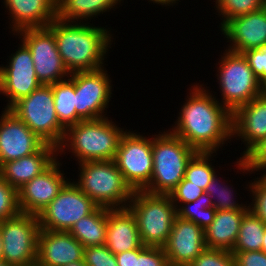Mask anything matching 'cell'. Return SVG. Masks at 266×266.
I'll return each mask as SVG.
<instances>
[{
	"mask_svg": "<svg viewBox=\"0 0 266 266\" xmlns=\"http://www.w3.org/2000/svg\"><path fill=\"white\" fill-rule=\"evenodd\" d=\"M188 91L168 130L197 151L217 152L232 139V114L204 83L192 84Z\"/></svg>",
	"mask_w": 266,
	"mask_h": 266,
	"instance_id": "obj_1",
	"label": "cell"
},
{
	"mask_svg": "<svg viewBox=\"0 0 266 266\" xmlns=\"http://www.w3.org/2000/svg\"><path fill=\"white\" fill-rule=\"evenodd\" d=\"M47 27L55 36L58 52L70 74L98 70L106 65L104 60L114 40L112 29L58 18Z\"/></svg>",
	"mask_w": 266,
	"mask_h": 266,
	"instance_id": "obj_2",
	"label": "cell"
},
{
	"mask_svg": "<svg viewBox=\"0 0 266 266\" xmlns=\"http://www.w3.org/2000/svg\"><path fill=\"white\" fill-rule=\"evenodd\" d=\"M118 126L111 117L78 122L65 130L62 143L57 147L58 157L68 151L78 164L114 160L125 133L124 128Z\"/></svg>",
	"mask_w": 266,
	"mask_h": 266,
	"instance_id": "obj_3",
	"label": "cell"
},
{
	"mask_svg": "<svg viewBox=\"0 0 266 266\" xmlns=\"http://www.w3.org/2000/svg\"><path fill=\"white\" fill-rule=\"evenodd\" d=\"M197 152L169 130L152 134L153 172L144 191L169 194L184 178L187 164Z\"/></svg>",
	"mask_w": 266,
	"mask_h": 266,
	"instance_id": "obj_4",
	"label": "cell"
},
{
	"mask_svg": "<svg viewBox=\"0 0 266 266\" xmlns=\"http://www.w3.org/2000/svg\"><path fill=\"white\" fill-rule=\"evenodd\" d=\"M78 181L73 182L98 206L127 208L134 193L124 180L114 160L88 161L78 164Z\"/></svg>",
	"mask_w": 266,
	"mask_h": 266,
	"instance_id": "obj_5",
	"label": "cell"
},
{
	"mask_svg": "<svg viewBox=\"0 0 266 266\" xmlns=\"http://www.w3.org/2000/svg\"><path fill=\"white\" fill-rule=\"evenodd\" d=\"M127 208L135 216L145 246L163 247L171 233L177 209L169 194L134 191Z\"/></svg>",
	"mask_w": 266,
	"mask_h": 266,
	"instance_id": "obj_6",
	"label": "cell"
},
{
	"mask_svg": "<svg viewBox=\"0 0 266 266\" xmlns=\"http://www.w3.org/2000/svg\"><path fill=\"white\" fill-rule=\"evenodd\" d=\"M218 61L217 84L221 93L218 101L231 114L262 94V83L253 73L243 54L224 50Z\"/></svg>",
	"mask_w": 266,
	"mask_h": 266,
	"instance_id": "obj_7",
	"label": "cell"
},
{
	"mask_svg": "<svg viewBox=\"0 0 266 266\" xmlns=\"http://www.w3.org/2000/svg\"><path fill=\"white\" fill-rule=\"evenodd\" d=\"M9 110L45 143L56 147L62 143L65 129L60 125L56 115L51 85H40Z\"/></svg>",
	"mask_w": 266,
	"mask_h": 266,
	"instance_id": "obj_8",
	"label": "cell"
},
{
	"mask_svg": "<svg viewBox=\"0 0 266 266\" xmlns=\"http://www.w3.org/2000/svg\"><path fill=\"white\" fill-rule=\"evenodd\" d=\"M3 261L13 266H36L40 224L37 215L19 212L0 221Z\"/></svg>",
	"mask_w": 266,
	"mask_h": 266,
	"instance_id": "obj_9",
	"label": "cell"
},
{
	"mask_svg": "<svg viewBox=\"0 0 266 266\" xmlns=\"http://www.w3.org/2000/svg\"><path fill=\"white\" fill-rule=\"evenodd\" d=\"M127 130L120 139L114 162L133 191L144 190L153 172L152 136Z\"/></svg>",
	"mask_w": 266,
	"mask_h": 266,
	"instance_id": "obj_10",
	"label": "cell"
},
{
	"mask_svg": "<svg viewBox=\"0 0 266 266\" xmlns=\"http://www.w3.org/2000/svg\"><path fill=\"white\" fill-rule=\"evenodd\" d=\"M105 67L70 74L75 83L76 124L107 116L112 98V80Z\"/></svg>",
	"mask_w": 266,
	"mask_h": 266,
	"instance_id": "obj_11",
	"label": "cell"
},
{
	"mask_svg": "<svg viewBox=\"0 0 266 266\" xmlns=\"http://www.w3.org/2000/svg\"><path fill=\"white\" fill-rule=\"evenodd\" d=\"M98 205L72 181L37 216L40 229L68 232L81 218L91 214Z\"/></svg>",
	"mask_w": 266,
	"mask_h": 266,
	"instance_id": "obj_12",
	"label": "cell"
},
{
	"mask_svg": "<svg viewBox=\"0 0 266 266\" xmlns=\"http://www.w3.org/2000/svg\"><path fill=\"white\" fill-rule=\"evenodd\" d=\"M31 51L38 81L51 85L70 77L62 62L53 32L48 28H28L15 34Z\"/></svg>",
	"mask_w": 266,
	"mask_h": 266,
	"instance_id": "obj_13",
	"label": "cell"
},
{
	"mask_svg": "<svg viewBox=\"0 0 266 266\" xmlns=\"http://www.w3.org/2000/svg\"><path fill=\"white\" fill-rule=\"evenodd\" d=\"M18 46L8 57L7 65H0V94L8 99L3 109H10L42 85L35 73L31 51L21 40Z\"/></svg>",
	"mask_w": 266,
	"mask_h": 266,
	"instance_id": "obj_14",
	"label": "cell"
},
{
	"mask_svg": "<svg viewBox=\"0 0 266 266\" xmlns=\"http://www.w3.org/2000/svg\"><path fill=\"white\" fill-rule=\"evenodd\" d=\"M59 159L60 157L44 172L17 190L20 212L38 216L59 194L64 185L72 180L64 176L65 173L63 169L61 170L62 162Z\"/></svg>",
	"mask_w": 266,
	"mask_h": 266,
	"instance_id": "obj_15",
	"label": "cell"
},
{
	"mask_svg": "<svg viewBox=\"0 0 266 266\" xmlns=\"http://www.w3.org/2000/svg\"><path fill=\"white\" fill-rule=\"evenodd\" d=\"M0 116V167L36 153L45 142L9 109Z\"/></svg>",
	"mask_w": 266,
	"mask_h": 266,
	"instance_id": "obj_16",
	"label": "cell"
},
{
	"mask_svg": "<svg viewBox=\"0 0 266 266\" xmlns=\"http://www.w3.org/2000/svg\"><path fill=\"white\" fill-rule=\"evenodd\" d=\"M163 249L169 266H189L206 249L204 230L176 216Z\"/></svg>",
	"mask_w": 266,
	"mask_h": 266,
	"instance_id": "obj_17",
	"label": "cell"
},
{
	"mask_svg": "<svg viewBox=\"0 0 266 266\" xmlns=\"http://www.w3.org/2000/svg\"><path fill=\"white\" fill-rule=\"evenodd\" d=\"M227 50L240 53L266 45V6L230 19L221 29Z\"/></svg>",
	"mask_w": 266,
	"mask_h": 266,
	"instance_id": "obj_18",
	"label": "cell"
},
{
	"mask_svg": "<svg viewBox=\"0 0 266 266\" xmlns=\"http://www.w3.org/2000/svg\"><path fill=\"white\" fill-rule=\"evenodd\" d=\"M245 144L240 154L244 159L266 138V97L261 94L232 114V140ZM238 138V139H237Z\"/></svg>",
	"mask_w": 266,
	"mask_h": 266,
	"instance_id": "obj_19",
	"label": "cell"
},
{
	"mask_svg": "<svg viewBox=\"0 0 266 266\" xmlns=\"http://www.w3.org/2000/svg\"><path fill=\"white\" fill-rule=\"evenodd\" d=\"M83 256L84 246L69 232L40 229L36 266H65Z\"/></svg>",
	"mask_w": 266,
	"mask_h": 266,
	"instance_id": "obj_20",
	"label": "cell"
},
{
	"mask_svg": "<svg viewBox=\"0 0 266 266\" xmlns=\"http://www.w3.org/2000/svg\"><path fill=\"white\" fill-rule=\"evenodd\" d=\"M9 20L10 33L28 28L47 27L57 18V0H3Z\"/></svg>",
	"mask_w": 266,
	"mask_h": 266,
	"instance_id": "obj_21",
	"label": "cell"
},
{
	"mask_svg": "<svg viewBox=\"0 0 266 266\" xmlns=\"http://www.w3.org/2000/svg\"><path fill=\"white\" fill-rule=\"evenodd\" d=\"M57 147L45 143L36 153L8 161L0 167L2 178L16 190L44 172L58 157Z\"/></svg>",
	"mask_w": 266,
	"mask_h": 266,
	"instance_id": "obj_22",
	"label": "cell"
},
{
	"mask_svg": "<svg viewBox=\"0 0 266 266\" xmlns=\"http://www.w3.org/2000/svg\"><path fill=\"white\" fill-rule=\"evenodd\" d=\"M105 245L114 255L143 246L135 216L128 208H108Z\"/></svg>",
	"mask_w": 266,
	"mask_h": 266,
	"instance_id": "obj_23",
	"label": "cell"
},
{
	"mask_svg": "<svg viewBox=\"0 0 266 266\" xmlns=\"http://www.w3.org/2000/svg\"><path fill=\"white\" fill-rule=\"evenodd\" d=\"M246 212L217 210L214 221L204 230L206 248L231 251L237 240L240 224Z\"/></svg>",
	"mask_w": 266,
	"mask_h": 266,
	"instance_id": "obj_24",
	"label": "cell"
},
{
	"mask_svg": "<svg viewBox=\"0 0 266 266\" xmlns=\"http://www.w3.org/2000/svg\"><path fill=\"white\" fill-rule=\"evenodd\" d=\"M123 0H57V18L67 22H87L115 10ZM84 20V21H83Z\"/></svg>",
	"mask_w": 266,
	"mask_h": 266,
	"instance_id": "obj_25",
	"label": "cell"
},
{
	"mask_svg": "<svg viewBox=\"0 0 266 266\" xmlns=\"http://www.w3.org/2000/svg\"><path fill=\"white\" fill-rule=\"evenodd\" d=\"M108 208L98 206L68 231L84 247L105 245Z\"/></svg>",
	"mask_w": 266,
	"mask_h": 266,
	"instance_id": "obj_26",
	"label": "cell"
},
{
	"mask_svg": "<svg viewBox=\"0 0 266 266\" xmlns=\"http://www.w3.org/2000/svg\"><path fill=\"white\" fill-rule=\"evenodd\" d=\"M54 106L60 125L66 130L76 124L75 83L69 77L51 84Z\"/></svg>",
	"mask_w": 266,
	"mask_h": 266,
	"instance_id": "obj_27",
	"label": "cell"
},
{
	"mask_svg": "<svg viewBox=\"0 0 266 266\" xmlns=\"http://www.w3.org/2000/svg\"><path fill=\"white\" fill-rule=\"evenodd\" d=\"M265 227L266 224L251 210H248L242 218L237 240L231 253L260 251L264 241L263 235Z\"/></svg>",
	"mask_w": 266,
	"mask_h": 266,
	"instance_id": "obj_28",
	"label": "cell"
},
{
	"mask_svg": "<svg viewBox=\"0 0 266 266\" xmlns=\"http://www.w3.org/2000/svg\"><path fill=\"white\" fill-rule=\"evenodd\" d=\"M220 176L216 174L214 178L207 185L205 192L212 198L213 207L220 211H248L249 204H241L238 202L236 190L233 185L228 184V180L222 181ZM221 180V181H220ZM225 181L227 183H225ZM229 185V186H228ZM233 187V188H232Z\"/></svg>",
	"mask_w": 266,
	"mask_h": 266,
	"instance_id": "obj_29",
	"label": "cell"
},
{
	"mask_svg": "<svg viewBox=\"0 0 266 266\" xmlns=\"http://www.w3.org/2000/svg\"><path fill=\"white\" fill-rule=\"evenodd\" d=\"M216 211L212 198L204 191L194 202L182 204L177 209V216L206 230L214 221Z\"/></svg>",
	"mask_w": 266,
	"mask_h": 266,
	"instance_id": "obj_30",
	"label": "cell"
},
{
	"mask_svg": "<svg viewBox=\"0 0 266 266\" xmlns=\"http://www.w3.org/2000/svg\"><path fill=\"white\" fill-rule=\"evenodd\" d=\"M216 155L217 152L198 151L188 162L184 179L191 181L195 186H199L205 191L207 185L217 174L216 172H219L216 171L211 162Z\"/></svg>",
	"mask_w": 266,
	"mask_h": 266,
	"instance_id": "obj_31",
	"label": "cell"
},
{
	"mask_svg": "<svg viewBox=\"0 0 266 266\" xmlns=\"http://www.w3.org/2000/svg\"><path fill=\"white\" fill-rule=\"evenodd\" d=\"M216 15L222 20L221 29L230 19L258 11L266 6V0H215Z\"/></svg>",
	"mask_w": 266,
	"mask_h": 266,
	"instance_id": "obj_32",
	"label": "cell"
},
{
	"mask_svg": "<svg viewBox=\"0 0 266 266\" xmlns=\"http://www.w3.org/2000/svg\"><path fill=\"white\" fill-rule=\"evenodd\" d=\"M262 175V176H261ZM260 177H255L251 182H248L245 187L248 189L251 197L249 210H251L260 220L266 224V176L261 174Z\"/></svg>",
	"mask_w": 266,
	"mask_h": 266,
	"instance_id": "obj_33",
	"label": "cell"
},
{
	"mask_svg": "<svg viewBox=\"0 0 266 266\" xmlns=\"http://www.w3.org/2000/svg\"><path fill=\"white\" fill-rule=\"evenodd\" d=\"M234 163L236 168H238L237 172L240 173L255 174L256 172H264L266 173V138L261 141L244 159L238 158Z\"/></svg>",
	"mask_w": 266,
	"mask_h": 266,
	"instance_id": "obj_34",
	"label": "cell"
},
{
	"mask_svg": "<svg viewBox=\"0 0 266 266\" xmlns=\"http://www.w3.org/2000/svg\"><path fill=\"white\" fill-rule=\"evenodd\" d=\"M19 212L17 190L0 175V221L14 217Z\"/></svg>",
	"mask_w": 266,
	"mask_h": 266,
	"instance_id": "obj_35",
	"label": "cell"
},
{
	"mask_svg": "<svg viewBox=\"0 0 266 266\" xmlns=\"http://www.w3.org/2000/svg\"><path fill=\"white\" fill-rule=\"evenodd\" d=\"M189 266H235L231 251L206 248Z\"/></svg>",
	"mask_w": 266,
	"mask_h": 266,
	"instance_id": "obj_36",
	"label": "cell"
},
{
	"mask_svg": "<svg viewBox=\"0 0 266 266\" xmlns=\"http://www.w3.org/2000/svg\"><path fill=\"white\" fill-rule=\"evenodd\" d=\"M203 192L202 188L183 178L169 195L172 203L178 209L184 203L194 202Z\"/></svg>",
	"mask_w": 266,
	"mask_h": 266,
	"instance_id": "obj_37",
	"label": "cell"
},
{
	"mask_svg": "<svg viewBox=\"0 0 266 266\" xmlns=\"http://www.w3.org/2000/svg\"><path fill=\"white\" fill-rule=\"evenodd\" d=\"M83 259L87 266H118L116 256L106 245L84 247Z\"/></svg>",
	"mask_w": 266,
	"mask_h": 266,
	"instance_id": "obj_38",
	"label": "cell"
},
{
	"mask_svg": "<svg viewBox=\"0 0 266 266\" xmlns=\"http://www.w3.org/2000/svg\"><path fill=\"white\" fill-rule=\"evenodd\" d=\"M253 73L263 84L266 82V45L242 53Z\"/></svg>",
	"mask_w": 266,
	"mask_h": 266,
	"instance_id": "obj_39",
	"label": "cell"
},
{
	"mask_svg": "<svg viewBox=\"0 0 266 266\" xmlns=\"http://www.w3.org/2000/svg\"><path fill=\"white\" fill-rule=\"evenodd\" d=\"M135 266H169L163 247L146 246L136 259Z\"/></svg>",
	"mask_w": 266,
	"mask_h": 266,
	"instance_id": "obj_40",
	"label": "cell"
},
{
	"mask_svg": "<svg viewBox=\"0 0 266 266\" xmlns=\"http://www.w3.org/2000/svg\"><path fill=\"white\" fill-rule=\"evenodd\" d=\"M232 254L235 258V266H266V253L261 250Z\"/></svg>",
	"mask_w": 266,
	"mask_h": 266,
	"instance_id": "obj_41",
	"label": "cell"
},
{
	"mask_svg": "<svg viewBox=\"0 0 266 266\" xmlns=\"http://www.w3.org/2000/svg\"><path fill=\"white\" fill-rule=\"evenodd\" d=\"M143 245L138 249H133L126 252L116 254V261L118 266H135L136 259H138L139 253L145 248Z\"/></svg>",
	"mask_w": 266,
	"mask_h": 266,
	"instance_id": "obj_42",
	"label": "cell"
},
{
	"mask_svg": "<svg viewBox=\"0 0 266 266\" xmlns=\"http://www.w3.org/2000/svg\"><path fill=\"white\" fill-rule=\"evenodd\" d=\"M181 2L180 0H148V2H151V4L153 3H155V4H158V5H161V6H165L166 8L169 6H172L173 7V5H177V4H179V2Z\"/></svg>",
	"mask_w": 266,
	"mask_h": 266,
	"instance_id": "obj_43",
	"label": "cell"
},
{
	"mask_svg": "<svg viewBox=\"0 0 266 266\" xmlns=\"http://www.w3.org/2000/svg\"><path fill=\"white\" fill-rule=\"evenodd\" d=\"M65 266H87V264L84 262V259H83V260H80V261L72 262V263L67 264Z\"/></svg>",
	"mask_w": 266,
	"mask_h": 266,
	"instance_id": "obj_44",
	"label": "cell"
},
{
	"mask_svg": "<svg viewBox=\"0 0 266 266\" xmlns=\"http://www.w3.org/2000/svg\"><path fill=\"white\" fill-rule=\"evenodd\" d=\"M263 240L264 241H263L262 246H261V251L266 253V227L264 230Z\"/></svg>",
	"mask_w": 266,
	"mask_h": 266,
	"instance_id": "obj_45",
	"label": "cell"
},
{
	"mask_svg": "<svg viewBox=\"0 0 266 266\" xmlns=\"http://www.w3.org/2000/svg\"><path fill=\"white\" fill-rule=\"evenodd\" d=\"M2 250H3V241H2L1 231H0V261L3 260Z\"/></svg>",
	"mask_w": 266,
	"mask_h": 266,
	"instance_id": "obj_46",
	"label": "cell"
},
{
	"mask_svg": "<svg viewBox=\"0 0 266 266\" xmlns=\"http://www.w3.org/2000/svg\"><path fill=\"white\" fill-rule=\"evenodd\" d=\"M262 94L266 97V82L262 84Z\"/></svg>",
	"mask_w": 266,
	"mask_h": 266,
	"instance_id": "obj_47",
	"label": "cell"
},
{
	"mask_svg": "<svg viewBox=\"0 0 266 266\" xmlns=\"http://www.w3.org/2000/svg\"><path fill=\"white\" fill-rule=\"evenodd\" d=\"M0 266H13V265H10V264H8L2 260V261H0Z\"/></svg>",
	"mask_w": 266,
	"mask_h": 266,
	"instance_id": "obj_48",
	"label": "cell"
}]
</instances>
